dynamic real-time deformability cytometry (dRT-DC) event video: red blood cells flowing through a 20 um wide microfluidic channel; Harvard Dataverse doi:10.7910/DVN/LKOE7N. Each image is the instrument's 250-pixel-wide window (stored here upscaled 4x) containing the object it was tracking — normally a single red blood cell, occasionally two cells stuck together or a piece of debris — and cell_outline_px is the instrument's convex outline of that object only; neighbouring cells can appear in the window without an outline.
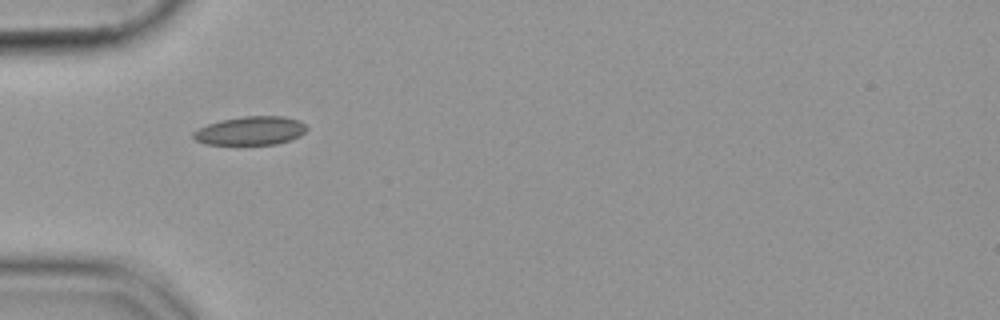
{"species": "common noctule bat (a hibernating species)", "species_latin": "Nyctalus noctula", "temperature_condition": "cold", "stored_images_in_passage": 4, "camera_frame_rate_fps": 3000, "um_per_image_px": 0.085, "animal": {"sex": "female", "body_mass_g": 19.9}, "frame": {"image": 1, "passage_image": 1, "time_ms": 0.0, "image_size_px": [1000, 320], "cell_outline_px": [[308, 128], [300, 136], [276, 144], [204, 144], [196, 140], [192, 136], [192, 132], [208, 124], [220, 120], [244, 116], [284, 116], [300, 120]], "centroid_in_image_um": [21.3, 11.1], "position_along_channel_um": 63.7, "area_um2": 18.84}}
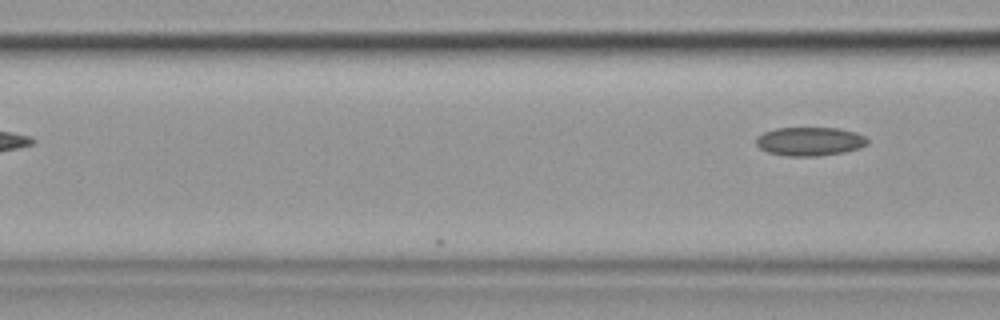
{"frame": {"image": 2, "passage_image": 4, "time_ms": 1.0, "image_size_px": [1000, 320], "cell_outline_px": [[868, 144], [860, 148], [844, 152], [820, 156], [788, 156], [768, 152], [760, 148], [756, 144], [756, 136], [764, 132], [776, 128], [840, 128], [856, 132], [864, 136], [868, 140]], "centroid_in_image_um": [68.84, 12.02], "position_along_channel_um": 97.8, "area_um2": 18.73}}